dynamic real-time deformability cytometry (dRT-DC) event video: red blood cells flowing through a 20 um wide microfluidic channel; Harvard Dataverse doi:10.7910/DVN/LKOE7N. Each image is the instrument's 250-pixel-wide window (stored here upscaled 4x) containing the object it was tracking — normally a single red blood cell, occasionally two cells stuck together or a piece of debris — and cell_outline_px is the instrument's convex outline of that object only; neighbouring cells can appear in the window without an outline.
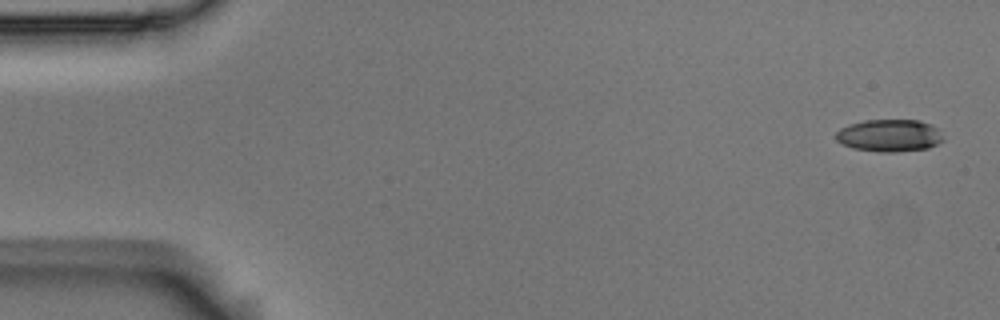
{"species": "Egyptian fruit bat (a non-hibernating species)", "species_latin": "Rousettus aegyptiacus", "temperature_condition": "room temperature", "stored_images_in_passage": 6, "segment_of_instrument_passage": [1, 2], "camera_frame_rate_fps": 3000, "um_per_image_px": 0.085, "animal": {"sex": "male"}, "frame": {"image": 1, "passage_image": 1, "time_ms": 0.0, "image_size_px": [1000, 320], "cell_outline_px": [[944, 140], [928, 148], [896, 152], [880, 152], [852, 148], [836, 140], [836, 132], [840, 128], [864, 120], [920, 120], [932, 124], [940, 128]], "centroid_in_image_um": [75.65, 11.51], "position_along_channel_um": 9.4, "area_um2": 20.35}}
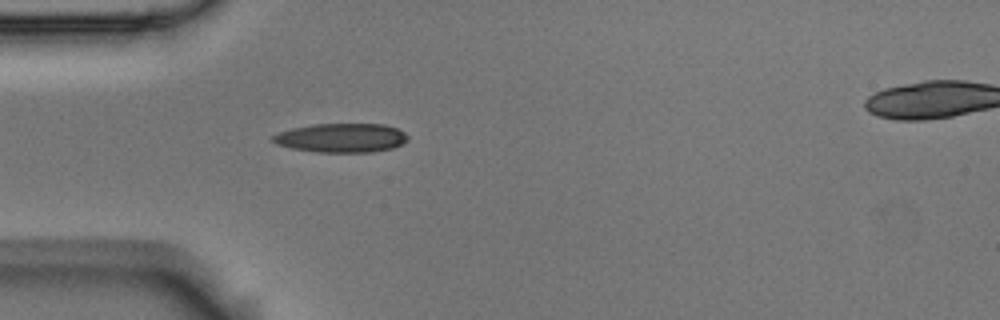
{"frame": {"image": 2, "passage_image": 5, "time_ms": 1.333, "image_size_px": [1000, 320], "cell_outline_px": [[408, 140], [392, 148], [372, 152], [316, 152], [292, 148], [276, 144], [272, 140], [272, 136], [280, 132], [292, 128], [312, 124], [384, 124], [396, 128], [404, 132], [408, 136]], "centroid_in_image_um": [29.02, 11.71], "position_along_channel_um": 56.0, "area_um2": 22.77}}